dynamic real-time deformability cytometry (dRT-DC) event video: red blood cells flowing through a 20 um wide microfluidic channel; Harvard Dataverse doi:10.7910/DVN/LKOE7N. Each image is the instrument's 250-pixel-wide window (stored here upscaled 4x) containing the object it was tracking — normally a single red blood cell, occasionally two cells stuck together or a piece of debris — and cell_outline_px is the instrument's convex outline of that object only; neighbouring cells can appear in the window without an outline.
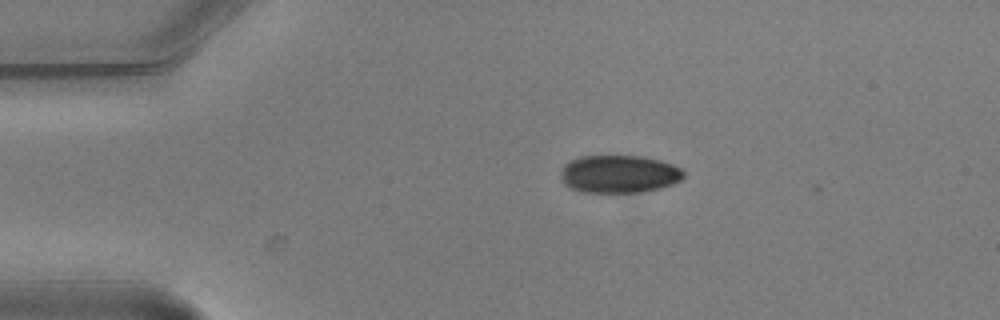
{"species": "common noctule bat (a hibernating species)", "species_latin": "Nyctalus noctula", "temperature_condition": "warm", "stored_images_in_passage": 6, "camera_frame_rate_fps": 3000, "um_per_image_px": 0.085, "animal": {"sex": "male", "body_mass_g": 20.5, "forearm_length_mm": 52.5}, "frame": {"image": 1, "passage_image": 1, "time_ms": 0.0, "image_size_px": [1000, 320], "cell_outline_px": [[684, 176], [680, 180], [672, 184], [660, 188], [644, 192], [584, 192], [572, 188], [564, 184], [560, 180], [560, 168], [568, 160], [580, 156], [640, 156], [660, 160], [672, 164], [680, 168], [684, 172]], "centroid_in_image_um": [52.58, 14.78], "position_along_channel_um": 32.4, "area_um2": 27.28}}
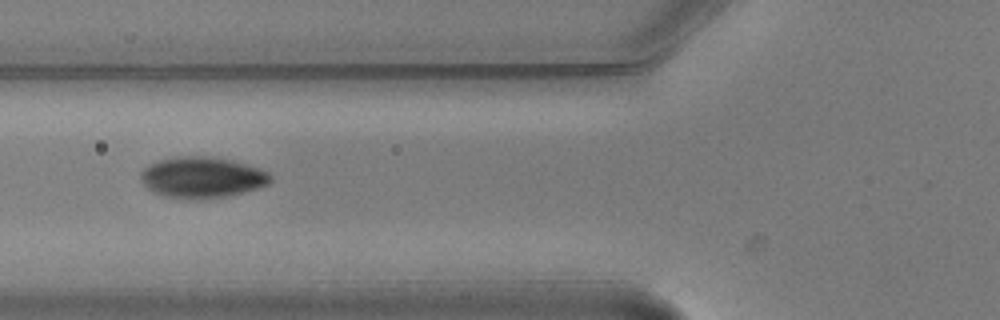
{"frame": {"image": 2, "passage_image": 4, "time_ms": 1.0, "image_size_px": [1000, 320], "cell_outline_px": [[272, 180], [268, 184], [256, 188], [228, 196], [204, 200], [192, 200], [164, 196], [152, 192], [144, 184], [140, 176], [140, 172], [148, 164], [160, 160], [176, 156], [212, 156], [232, 160], [260, 168], [268, 172], [272, 176]], "centroid_in_image_um": [17.17, 15.08], "position_along_channel_um": 108.6, "area_um2": 31.39}}
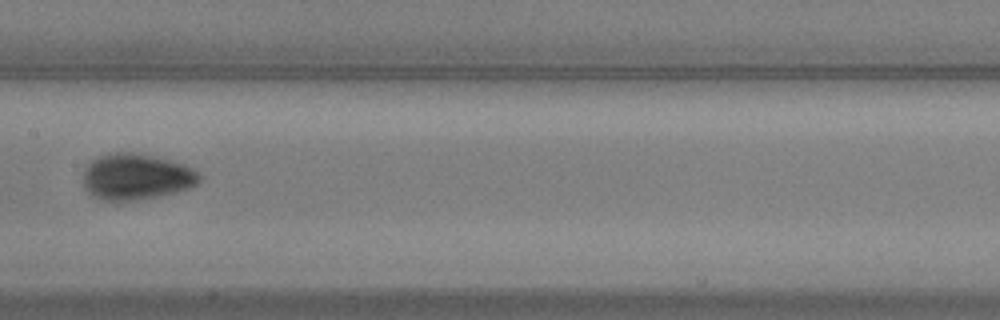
{"frame": {"image": 3, "passage_image": 6, "time_ms": 1.667, "image_size_px": [1000, 320], "cell_outline_px": [[200, 180], [192, 188], [160, 196], [136, 200], [100, 200], [92, 196], [84, 188], [84, 168], [92, 160], [100, 156], [116, 152], [128, 152], [152, 156], [184, 164], [200, 172]], "centroid_in_image_um": [11.59, 15.04], "position_along_channel_um": 195.8, "area_um2": 31.21}}